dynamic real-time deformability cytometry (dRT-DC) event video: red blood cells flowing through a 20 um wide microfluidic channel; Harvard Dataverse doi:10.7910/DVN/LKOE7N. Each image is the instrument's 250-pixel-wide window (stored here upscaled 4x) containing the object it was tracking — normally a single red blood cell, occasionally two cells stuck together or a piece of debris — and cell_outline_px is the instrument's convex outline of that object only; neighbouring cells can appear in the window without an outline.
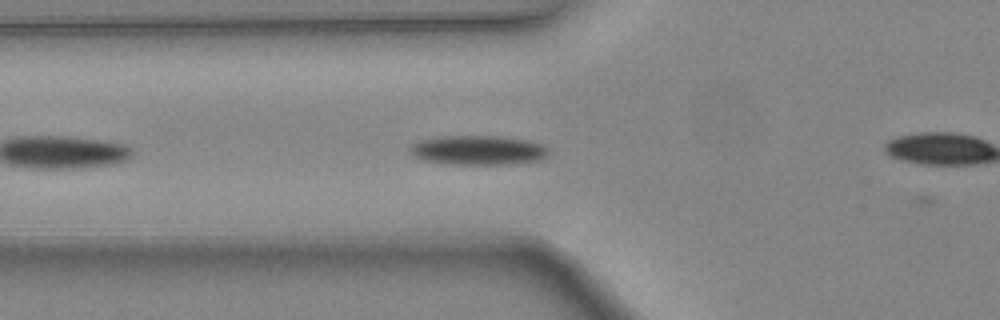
{"species": "common noctule bat (a hibernating species)", "species_latin": "Nyctalus noctula", "temperature_condition": "warm", "stored_images_in_passage": 6, "camera_frame_rate_fps": 3000, "um_per_image_px": 0.085, "animal": {"sex": "female", "body_mass_g": 24.6, "forearm_length_mm": 56.2}, "frame": {"image": 1, "passage_image": 3, "time_ms": 0.667, "image_size_px": [1000, 320], "cell_outline_px": [[548, 156], [540, 160], [508, 164], [452, 164], [424, 160], [416, 156], [408, 148], [412, 144], [420, 140], [440, 136], [500, 136], [528, 140], [540, 144], [548, 148]], "centroid_in_image_um": [40.66, 12.76], "position_along_channel_um": 85.1, "area_um2": 23.64}}